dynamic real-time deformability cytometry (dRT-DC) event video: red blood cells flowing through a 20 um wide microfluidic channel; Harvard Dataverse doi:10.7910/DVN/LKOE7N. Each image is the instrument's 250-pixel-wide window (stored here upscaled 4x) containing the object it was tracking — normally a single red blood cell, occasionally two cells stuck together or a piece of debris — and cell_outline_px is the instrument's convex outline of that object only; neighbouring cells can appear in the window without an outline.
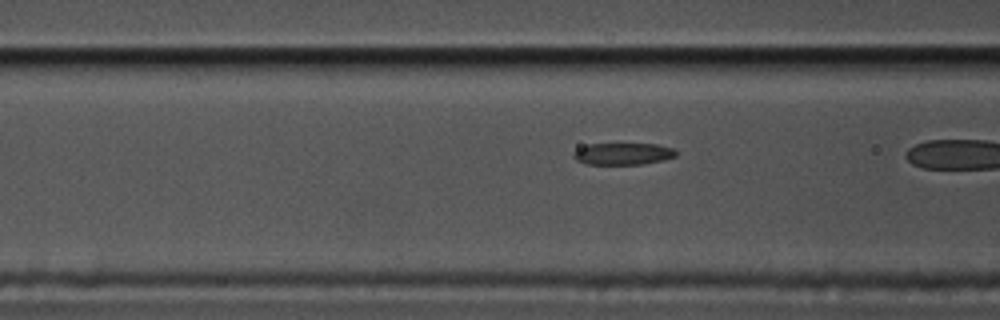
{"species": "common noctule bat (a hibernating species)", "species_latin": "Nyctalus noctula", "temperature_condition": "cold", "stored_images_in_passage": 20, "segment_of_instrument_passage": [2, 2], "camera_frame_rate_fps": 3000, "um_per_image_px": 0.085, "animal": {"sex": "male", "body_mass_g": 17.5, "forearm_length_mm": 52.3}, "frame": {"image": 1, "passage_image": 19, "time_ms": 6.0, "image_size_px": [1000, 320], "cell_outline_px": [[676, 156], [664, 160], [644, 164], [588, 164], [576, 160], [572, 156], [572, 152], [588, 144], [656, 144], [672, 148], [676, 152]], "centroid_in_image_um": [52.94, 13.08], "position_along_channel_um": 113.7, "area_um2": 13.01}}